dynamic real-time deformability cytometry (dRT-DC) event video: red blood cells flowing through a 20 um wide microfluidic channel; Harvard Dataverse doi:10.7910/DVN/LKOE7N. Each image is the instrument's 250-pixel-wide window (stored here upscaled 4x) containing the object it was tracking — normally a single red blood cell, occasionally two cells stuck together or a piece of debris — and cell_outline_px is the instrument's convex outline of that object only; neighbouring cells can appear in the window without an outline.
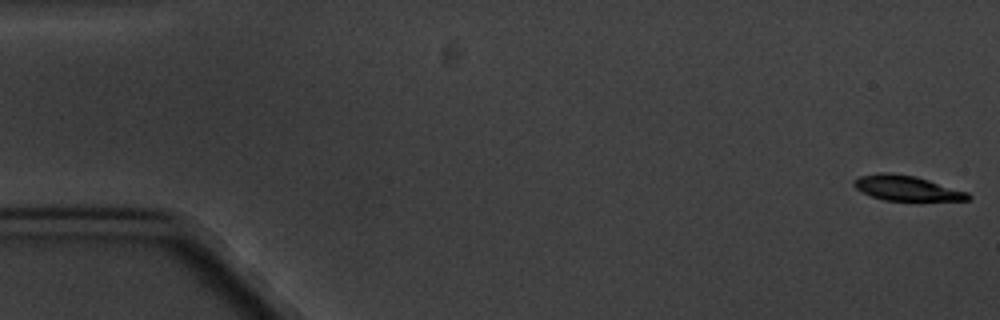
{"species": "common noctule bat (a hibernating species)", "species_latin": "Nyctalus noctula", "temperature_condition": "cold", "stored_images_in_passage": 9, "camera_frame_rate_fps": 3000, "um_per_image_px": 0.085, "animal": {"sex": "male", "body_mass_g": 20.1, "forearm_length_mm": 53.5}, "frame": {"image": 1, "passage_image": 1, "time_ms": 0.0, "image_size_px": [1000, 320], "cell_outline_px": [[972, 196], [968, 200], [884, 200], [872, 196], [856, 188], [852, 184], [852, 180], [860, 176], [880, 172], [888, 172], [916, 176], [968, 192]], "centroid_in_image_um": [77.05, 15.97], "position_along_channel_um": 7.9, "area_um2": 16.53}}
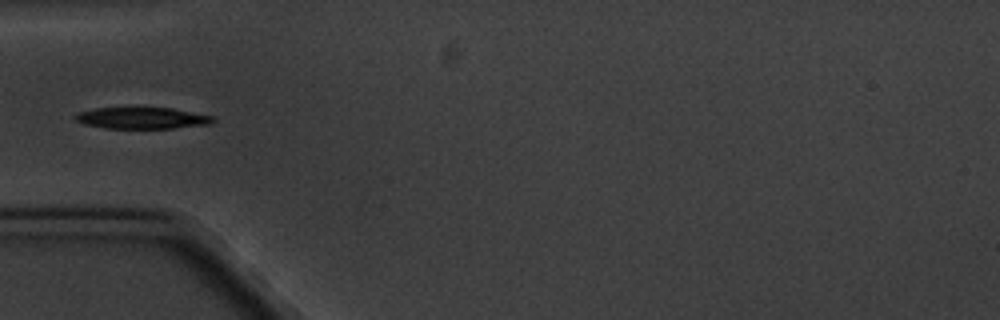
{"frame": {"image": 2, "passage_image": 6, "time_ms": 6.0, "image_size_px": [1000, 320], "cell_outline_px": [[216, 120], [208, 124], [172, 128], [104, 128], [84, 124], [76, 120], [72, 116], [80, 112], [96, 108], [172, 108], [212, 116]], "centroid_in_image_um": [12.05, 10.04], "position_along_channel_um": 73.0, "area_um2": 16.99}}